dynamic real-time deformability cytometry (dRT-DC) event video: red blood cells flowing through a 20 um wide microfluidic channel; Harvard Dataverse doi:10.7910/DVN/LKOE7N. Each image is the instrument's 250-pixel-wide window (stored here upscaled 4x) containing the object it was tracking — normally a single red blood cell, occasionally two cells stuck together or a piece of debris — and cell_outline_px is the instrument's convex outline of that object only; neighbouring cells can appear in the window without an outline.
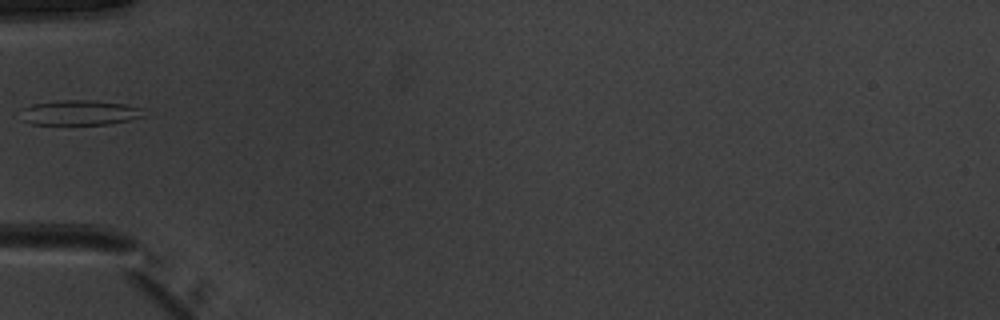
{"species": "common noctule bat (a hibernating species)", "species_latin": "Nyctalus noctula", "temperature_condition": "warm", "stored_images_in_passage": 33, "camera_frame_rate_fps": 3000, "um_per_image_px": 0.085, "animal": {"sex": "male", "body_mass_g": 20.1, "forearm_length_mm": 53.5}, "frame": {"image": 1, "passage_image": 1, "time_ms": 0.0, "image_size_px": [1000, 320], "cell_outline_px": [[144, 116], [132, 120], [108, 124], [32, 124], [20, 120], [20, 108], [32, 104], [64, 100], [88, 100], [124, 104], [144, 108]], "centroid_in_image_um": [6.74, 9.58], "position_along_channel_um": 78.3, "area_um2": 18.09}}
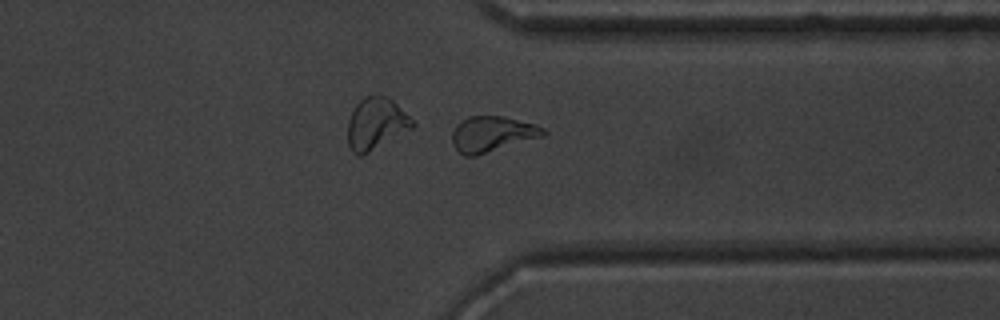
{"frame": {"image": 2, "passage_image": 23, "time_ms": 7.333, "image_size_px": [1000, 320], "cell_outline_px": [[548, 132], [544, 136], [476, 156], [464, 156], [452, 144], [452, 132], [456, 124], [460, 120], [468, 116], [504, 116], [536, 124], [544, 128]], "centroid_in_image_um": [41.84, 11.38], "position_along_channel_um": 369.6, "area_um2": 19.13}}